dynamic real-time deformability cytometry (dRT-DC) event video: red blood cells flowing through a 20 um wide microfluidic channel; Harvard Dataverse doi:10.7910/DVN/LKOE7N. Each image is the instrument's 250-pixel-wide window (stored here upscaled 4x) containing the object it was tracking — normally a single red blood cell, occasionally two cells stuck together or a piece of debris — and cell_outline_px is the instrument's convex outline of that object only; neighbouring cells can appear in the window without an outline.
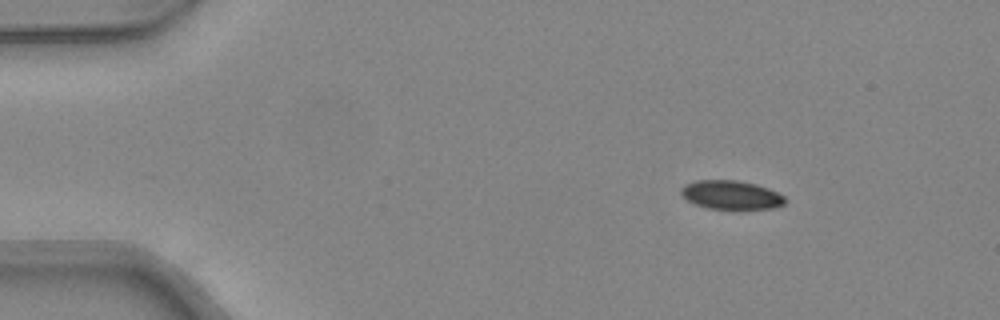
{"species": "common noctule bat (a hibernating species)", "species_latin": "Nyctalus noctula", "temperature_condition": "warm", "stored_images_in_passage": 42, "camera_frame_rate_fps": 3000, "um_per_image_px": 0.085, "animal": {"sex": "female", "body_mass_g": 24.6, "forearm_length_mm": 56.2}, "frame": {"image": 1, "passage_image": 1, "time_ms": 0.0, "image_size_px": [1000, 320], "cell_outline_px": [[784, 204], [776, 208], [740, 212], [732, 212], [708, 208], [696, 204], [688, 200], [680, 192], [680, 188], [684, 184], [696, 180], [736, 180], [756, 184], [768, 188], [784, 196]], "centroid_in_image_um": [62.17, 16.62], "position_along_channel_um": 22.8, "area_um2": 18.26}}
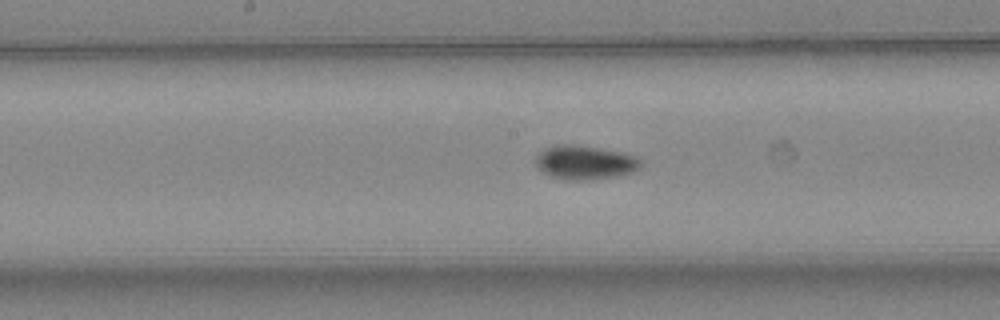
{"frame": {"image": 2, "passage_image": 19, "time_ms": 6.0, "image_size_px": [1000, 320], "cell_outline_px": [[644, 160], [640, 168], [632, 172], [616, 176], [588, 180], [564, 180], [540, 172], [536, 168], [536, 156], [544, 148], [552, 144], [572, 144], [620, 152], [636, 156]], "centroid_in_image_um": [49.69, 13.81], "position_along_channel_um": 198.5, "area_um2": 21.04}}
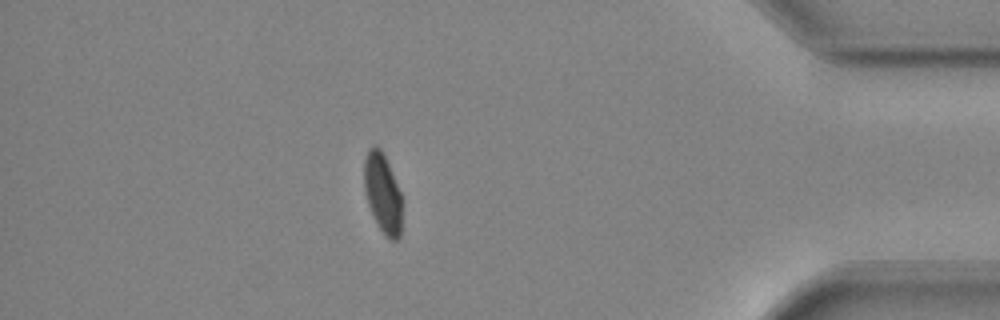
{"frame": {"image": 3, "passage_image": 36, "time_ms": 11.667, "image_size_px": [1000, 320], "cell_outline_px": [[404, 200], [400, 236], [396, 240], [388, 240], [384, 236], [368, 204], [364, 188], [364, 160], [368, 148], [380, 148], [388, 164]], "centroid_in_image_um": [32.56, 16.49], "position_along_channel_um": 402.6, "area_um2": 17.69}, "authors_computed_cell_mechanics": {"area_um2": 18.9873, "velocity_mm_per_s": 4.3611, "shape_relaxation_time_tau1_ms": 5.217, "shape_relaxation_time_tau2_ms": 1.5989, "deformation_change_tau1": 0.1239, "deformation_change_tau2": 0.0267}}